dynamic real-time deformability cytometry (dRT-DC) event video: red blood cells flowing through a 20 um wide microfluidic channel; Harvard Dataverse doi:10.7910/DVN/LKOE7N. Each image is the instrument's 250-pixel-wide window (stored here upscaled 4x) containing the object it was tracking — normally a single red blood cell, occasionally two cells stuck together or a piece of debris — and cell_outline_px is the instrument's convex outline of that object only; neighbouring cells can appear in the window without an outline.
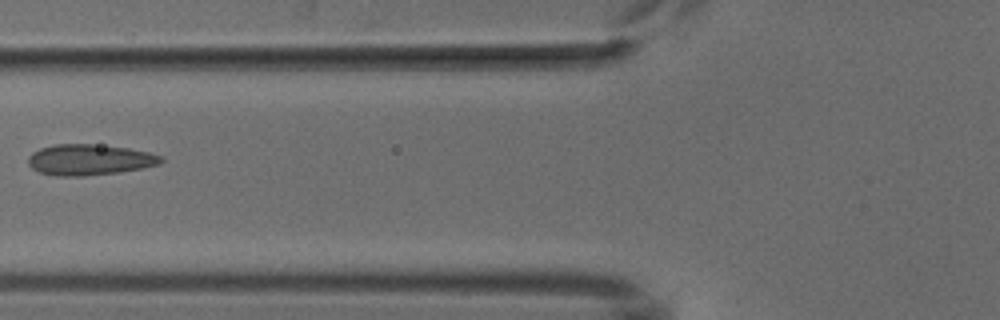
{"species": "common noctule bat (a hibernating species)", "species_latin": "Nyctalus noctula", "temperature_condition": "cold", "stored_images_in_passage": 2, "camera_frame_rate_fps": 3000, "um_per_image_px": 0.085, "animal": {"sex": "male", "body_mass_g": 18.8}, "frame": {"image": 1, "passage_image": 2, "time_ms": 1.0, "image_size_px": [1000, 320], "cell_outline_px": [[164, 160], [160, 164], [140, 168], [116, 172], [84, 176], [56, 176], [40, 172], [32, 168], [28, 164], [28, 156], [32, 152], [40, 148], [56, 144], [92, 144], [128, 148], [148, 152], [164, 156]], "centroid_in_image_um": [7.59, 13.57], "position_along_channel_um": 118.2, "area_um2": 23.81}}